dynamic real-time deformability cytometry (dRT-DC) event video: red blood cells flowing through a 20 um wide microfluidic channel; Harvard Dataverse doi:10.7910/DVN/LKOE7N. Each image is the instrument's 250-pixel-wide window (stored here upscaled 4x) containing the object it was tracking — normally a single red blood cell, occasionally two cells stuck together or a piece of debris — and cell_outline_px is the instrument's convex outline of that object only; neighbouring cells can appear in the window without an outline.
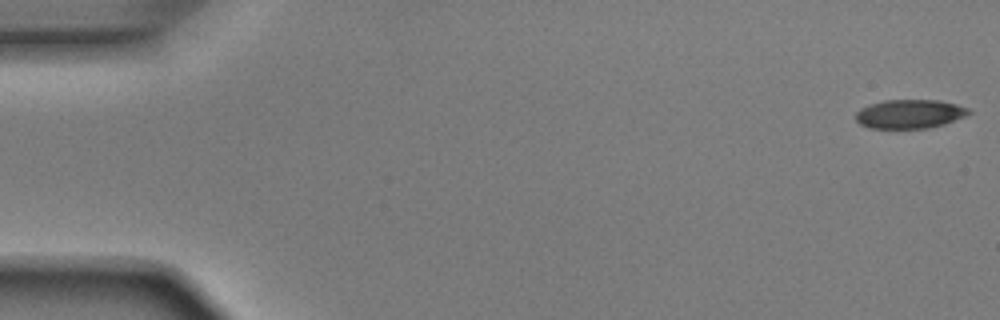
{"species": "Egyptian fruit bat (a non-hibernating species)", "species_latin": "Rousettus aegyptiacus", "temperature_condition": "room temperature", "stored_images_in_passage": 51, "camera_frame_rate_fps": 3000, "um_per_image_px": 0.085, "animal": {"sex": "male"}, "frame": {"image": 1, "passage_image": 1, "time_ms": 0.0, "image_size_px": [1000, 320], "cell_outline_px": [[972, 112], [964, 116], [944, 124], [928, 128], [868, 128], [860, 124], [856, 120], [856, 112], [860, 108], [868, 104], [884, 100], [940, 100], [956, 104], [968, 108]], "centroid_in_image_um": [77.29, 9.68], "position_along_channel_um": 7.7, "area_um2": 19.07}}
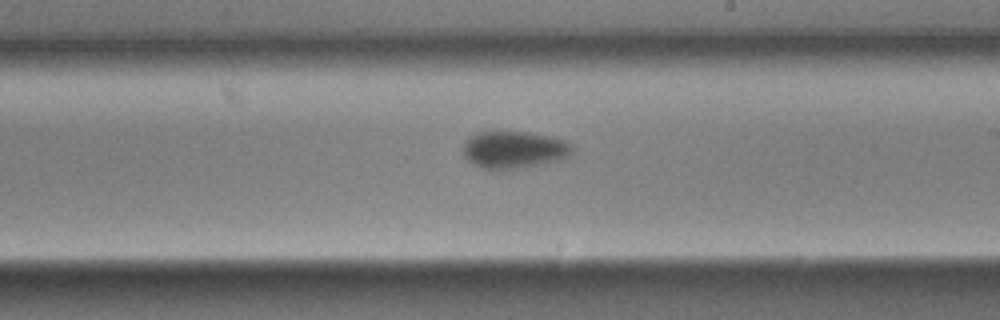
{"frame": {"image": 2, "passage_image": 30, "time_ms": 9.667, "image_size_px": [1000, 320], "cell_outline_px": [[572, 152], [564, 156], [552, 160], [512, 168], [480, 168], [468, 160], [464, 156], [464, 144], [476, 132], [532, 132], [552, 136], [564, 140], [572, 144]], "centroid_in_image_um": [43.65, 12.68], "position_along_channel_um": 245.3, "area_um2": 22.72}}
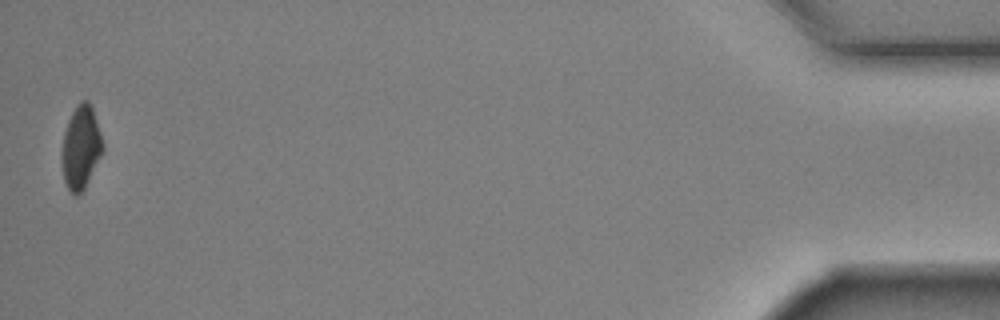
{"frame": {"image": 3, "passage_image": 51, "time_ms": 16.667, "image_size_px": [1000, 320], "cell_outline_px": [[104, 148], [84, 188], [76, 196], [68, 188], [64, 180], [64, 132], [68, 120], [72, 112], [80, 100], [88, 100], [92, 108], [104, 144]], "centroid_in_image_um": [6.91, 12.47], "position_along_channel_um": 428.3, "area_um2": 18.96}, "authors_computed_cell_mechanics": {"area_um2": 21.4438, "velocity_mm_per_s": 3.9369, "shape_relaxation_time_tau1_ms": 2.6489, "shape_relaxation_time_tau2_ms": 2.3352, "deformation_change_tau1": 0.125, "deformation_change_tau2": 0.0495}}